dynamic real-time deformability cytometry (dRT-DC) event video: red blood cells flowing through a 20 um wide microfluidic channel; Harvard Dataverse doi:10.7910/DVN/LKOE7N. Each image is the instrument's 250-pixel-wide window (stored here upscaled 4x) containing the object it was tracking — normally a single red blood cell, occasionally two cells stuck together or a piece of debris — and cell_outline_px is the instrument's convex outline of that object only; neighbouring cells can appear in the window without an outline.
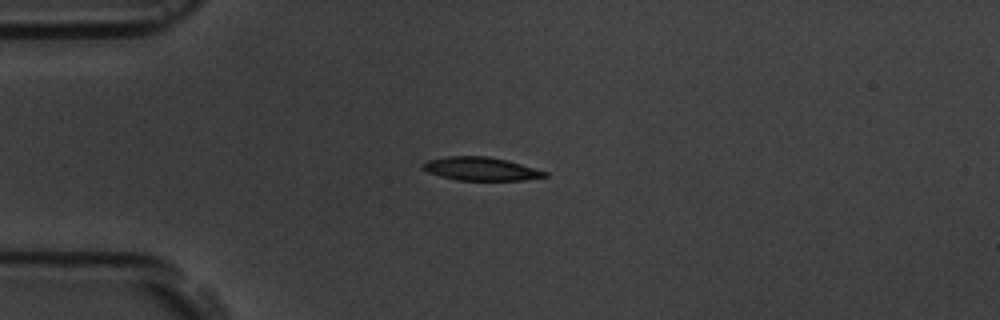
{"species": "common noctule bat (a hibernating species)", "species_latin": "Nyctalus noctula", "temperature_condition": "room temperature", "stored_images_in_passage": 12, "camera_frame_rate_fps": 3000, "um_per_image_px": 0.085, "animal": {"sex": "male", "body_mass_g": 19.5, "forearm_length_mm": 54.6}, "frame": {"image": 1, "passage_image": 1, "time_ms": 0.0, "image_size_px": [1000, 320], "cell_outline_px": [[548, 176], [524, 180], [456, 180], [440, 176], [428, 172], [424, 168], [424, 164], [428, 160], [448, 156], [488, 156], [508, 160], [548, 172]], "centroid_in_image_um": [40.91, 14.35], "position_along_channel_um": 44.1, "area_um2": 16.47}}
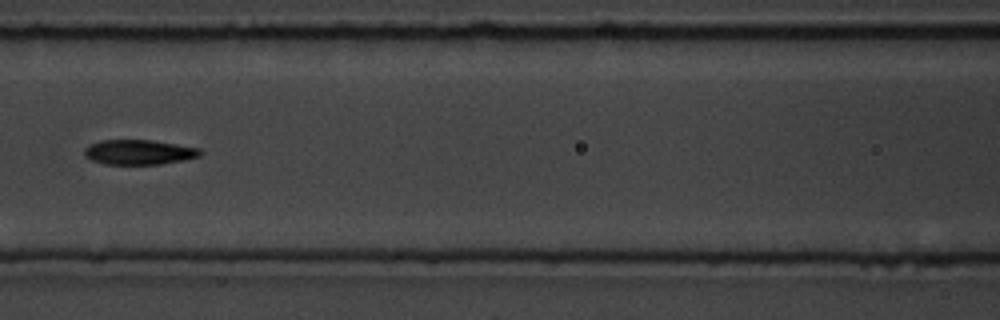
{"frame": {"image": 2, "passage_image": 4, "time_ms": 3.667, "image_size_px": [1000, 320], "cell_outline_px": [[204, 152], [200, 156], [160, 164], [104, 164], [92, 160], [84, 156], [84, 148], [88, 144], [100, 140], [152, 140], [200, 148]], "centroid_in_image_um": [11.78, 12.92], "position_along_channel_um": 154.8, "area_um2": 16.82}}
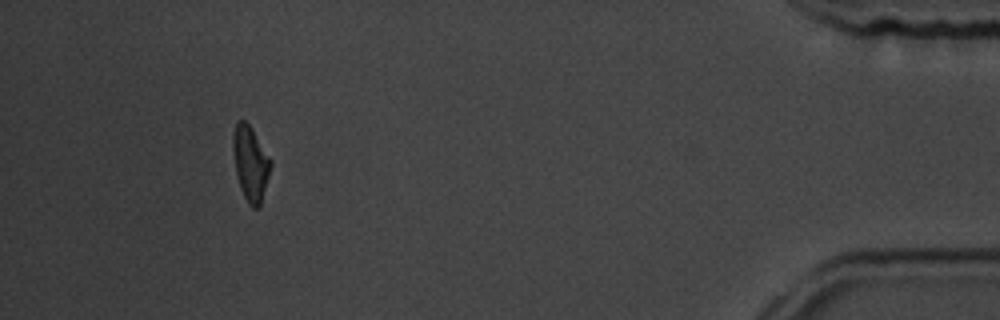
{"frame": {"image": 3, "passage_image": 11, "time_ms": 12.667, "image_size_px": [1000, 320], "cell_outline_px": [[272, 164], [260, 204], [256, 208], [252, 208], [248, 204], [240, 188], [236, 172], [232, 148], [232, 136], [236, 120], [244, 120], [248, 124], [272, 160]], "centroid_in_image_um": [21.27, 13.86], "position_along_channel_um": 413.9, "area_um2": 16.24}, "authors_computed_cell_mechanics": {"area_um2": 16.6753, "velocity_mm_per_s": 3.6103, "shape_relaxation_time_tau1_ms": 2.7168, "shape_relaxation_time_tau2_ms": null, "deformation_change_tau1": 0.1038, "deformation_change_tau2": null}}